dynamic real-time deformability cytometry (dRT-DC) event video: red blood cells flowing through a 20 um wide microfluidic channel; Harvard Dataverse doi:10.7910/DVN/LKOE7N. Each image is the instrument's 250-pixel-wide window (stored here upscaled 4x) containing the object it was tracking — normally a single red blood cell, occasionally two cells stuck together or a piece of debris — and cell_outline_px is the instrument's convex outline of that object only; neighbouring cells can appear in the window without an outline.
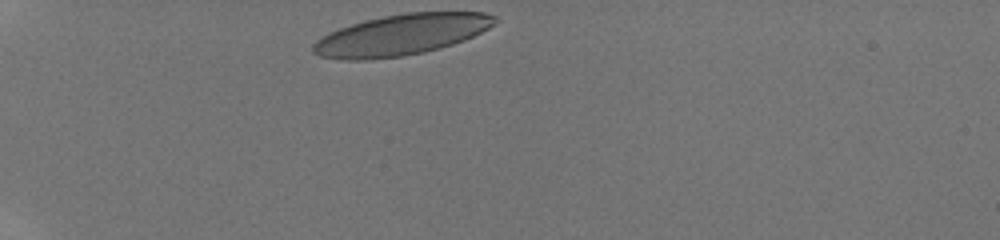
{"species": "human", "species_latin": "Homo sapiens", "temperature_condition": "room temperature", "stored_images_in_passage": 21, "camera_frame_rate_fps": 3000, "um_per_image_px": 0.085, "donor": {"sex": "male"}, "frame": {"image": 1, "passage_image": 1, "time_ms": 0.0, "image_size_px": [1000, 240], "cell_outline_px": [[500, 20], [496, 24], [464, 40], [440, 48], [424, 52], [404, 56], [368, 60], [340, 60], [320, 56], [312, 52], [312, 44], [316, 40], [328, 32], [352, 24], [384, 16], [404, 12], [484, 12], [496, 16]], "centroid_in_image_um": [34.1, 2.96], "position_along_channel_um": 50.9, "area_um2": 43.47}}
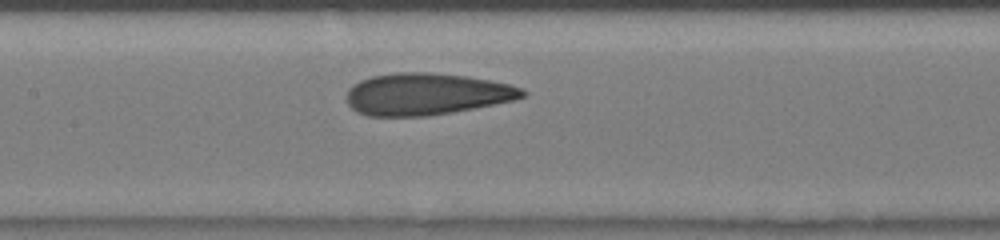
{"frame": {"image": 2, "passage_image": 11, "time_ms": 4.0, "image_size_px": [1000, 240], "cell_outline_px": [[528, 92], [524, 96], [516, 100], [452, 112], [428, 116], [368, 116], [356, 112], [348, 104], [344, 96], [348, 88], [352, 84], [360, 80], [372, 76], [396, 72], [432, 72], [468, 76], [508, 84], [524, 88]], "centroid_in_image_um": [36.22, 7.99], "position_along_channel_um": 171.2, "area_um2": 43.35}}
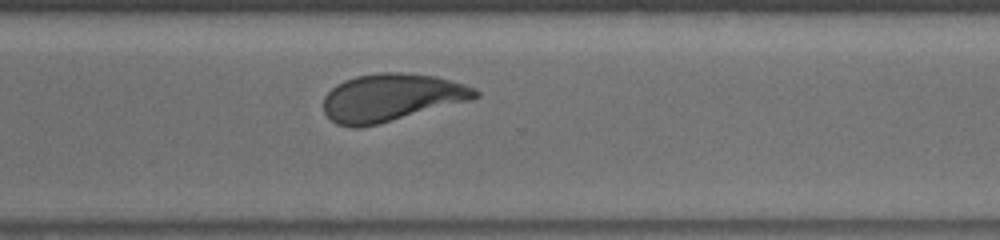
{"frame": {"image": 3, "passage_image": 21, "time_ms": 8.0, "image_size_px": [1000, 240], "cell_outline_px": [[480, 96], [472, 100], [380, 124], [360, 128], [352, 128], [336, 124], [324, 112], [324, 96], [336, 84], [344, 80], [356, 76], [380, 72], [404, 72], [432, 76], [464, 84], [476, 88], [480, 92]], "centroid_in_image_um": [33.26, 8.3], "position_along_channel_um": 337.3, "area_um2": 42.37}}